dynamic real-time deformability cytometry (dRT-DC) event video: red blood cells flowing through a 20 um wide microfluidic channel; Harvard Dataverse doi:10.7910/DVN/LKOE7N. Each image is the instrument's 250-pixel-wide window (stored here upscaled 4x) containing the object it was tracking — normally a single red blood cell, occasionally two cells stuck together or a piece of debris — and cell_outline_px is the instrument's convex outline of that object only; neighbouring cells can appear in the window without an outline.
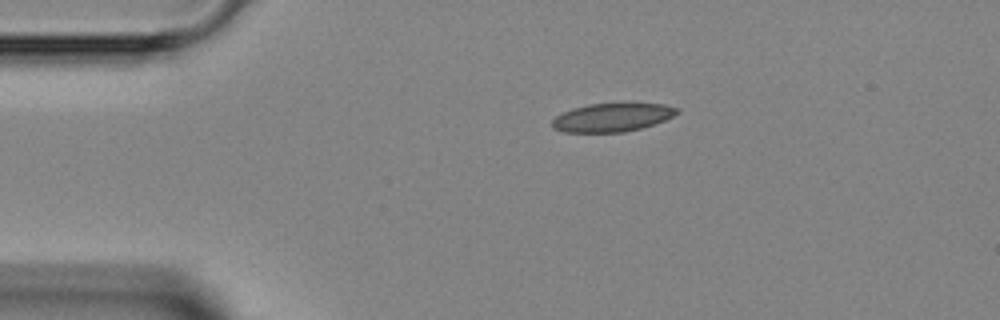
{"species": "Egyptian fruit bat (a non-hibernating species)", "species_latin": "Rousettus aegyptiacus", "temperature_condition": "room temperature", "stored_images_in_passage": 32, "camera_frame_rate_fps": 3000, "um_per_image_px": 0.085, "animal": {"sex": "female"}, "frame": {"image": 1, "passage_image": 1, "time_ms": 0.0, "image_size_px": [1000, 320], "cell_outline_px": [[680, 112], [664, 120], [640, 128], [624, 132], [564, 132], [552, 128], [552, 120], [556, 116], [572, 108], [588, 104], [664, 104], [680, 108]], "centroid_in_image_um": [52.02, 9.98], "position_along_channel_um": 33.0, "area_um2": 20.46}}
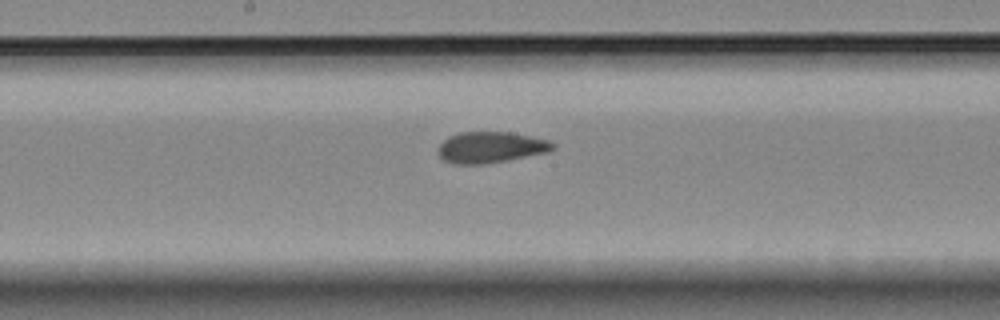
{"frame": {"image": 2, "passage_image": 16, "time_ms": 5.0, "image_size_px": [1000, 320], "cell_outline_px": [[556, 148], [548, 152], [508, 160], [484, 164], [452, 164], [444, 160], [436, 152], [436, 148], [448, 136], [460, 132], [512, 132], [548, 140], [556, 144]], "centroid_in_image_um": [41.69, 12.52], "position_along_channel_um": 206.5, "area_um2": 21.04}}
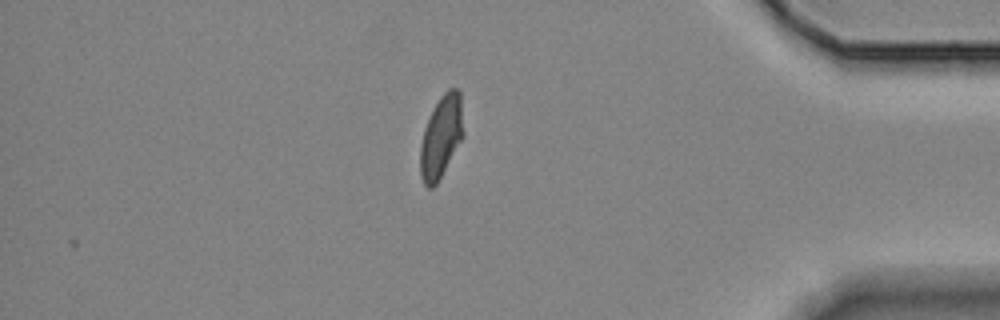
{"frame": {"image": 3, "passage_image": 32, "time_ms": 10.333, "image_size_px": [1000, 320], "cell_outline_px": [[464, 136], [436, 184], [432, 188], [428, 188], [424, 184], [420, 176], [420, 144], [424, 128], [432, 108], [440, 96], [448, 88], [456, 88], [460, 92], [464, 132]], "centroid_in_image_um": [37.49, 11.6], "position_along_channel_um": 397.7, "area_um2": 20.87}}